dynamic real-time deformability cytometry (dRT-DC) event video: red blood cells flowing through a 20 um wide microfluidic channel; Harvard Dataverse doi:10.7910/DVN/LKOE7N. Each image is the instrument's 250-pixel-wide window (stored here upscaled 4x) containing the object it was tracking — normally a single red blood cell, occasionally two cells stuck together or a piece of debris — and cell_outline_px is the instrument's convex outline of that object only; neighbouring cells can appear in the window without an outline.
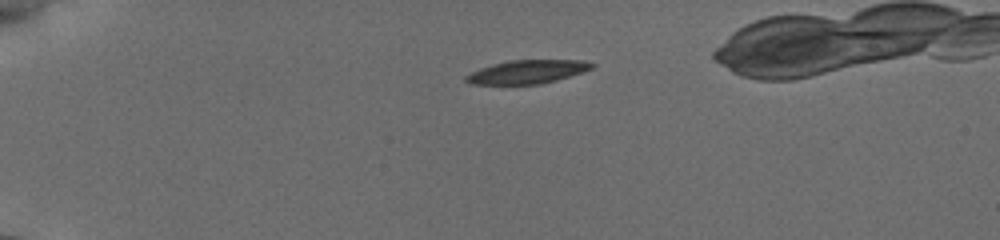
{"species": "common noctule bat (a hibernating species)", "species_latin": "Nyctalus noctula", "temperature_condition": "cold", "stored_images_in_passage": 44, "camera_frame_rate_fps": 3000, "um_per_image_px": 0.085, "animal": {"sex": "female", "body_mass_g": 19.5, "forearm_length_mm": 54.1}, "frame": {"image": 1, "passage_image": 1, "time_ms": 0.0, "image_size_px": [1000, 240], "cell_outline_px": [[596, 68], [556, 80], [540, 84], [468, 84], [464, 80], [464, 76], [480, 68], [492, 64], [508, 60], [584, 60], [596, 64]], "centroid_in_image_um": [44.84, 6.1], "position_along_channel_um": 40.2, "area_um2": 17.4}}
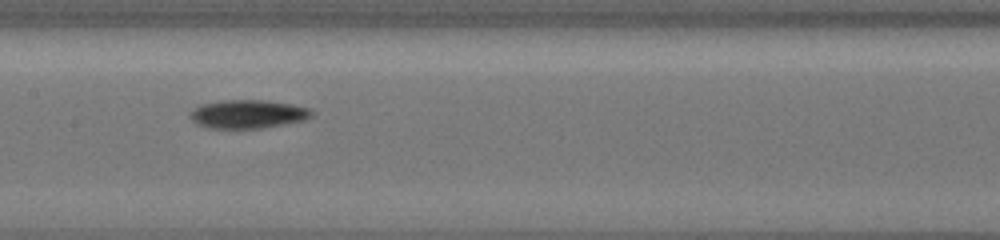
{"frame": {"image": 2, "passage_image": 18, "time_ms": 5.333, "image_size_px": [1000, 240], "cell_outline_px": [[312, 116], [300, 120], [284, 124], [260, 128], [208, 128], [196, 124], [188, 116], [188, 112], [192, 108], [200, 104], [224, 100], [264, 100], [292, 104], [308, 108], [312, 112]], "centroid_in_image_um": [20.97, 9.69], "position_along_channel_um": 186.4, "area_um2": 20.17}}
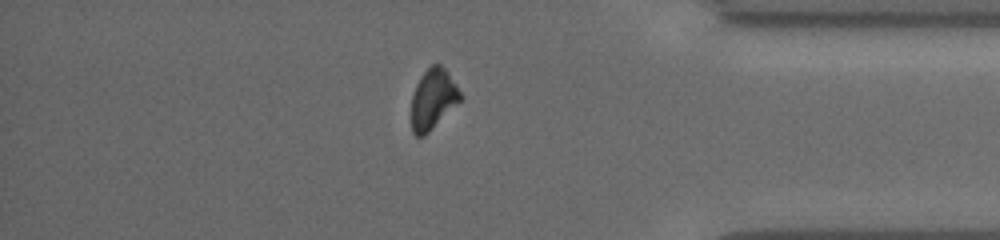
{"frame": {"image": 3, "passage_image": 38, "time_ms": 11.333, "image_size_px": [1000, 240], "cell_outline_px": [[464, 96], [424, 136], [416, 136], [412, 132], [412, 92], [420, 76], [432, 64], [440, 64], [444, 68]], "centroid_in_image_um": [36.79, 8.4], "position_along_channel_um": 398.4, "area_um2": 16.88}}